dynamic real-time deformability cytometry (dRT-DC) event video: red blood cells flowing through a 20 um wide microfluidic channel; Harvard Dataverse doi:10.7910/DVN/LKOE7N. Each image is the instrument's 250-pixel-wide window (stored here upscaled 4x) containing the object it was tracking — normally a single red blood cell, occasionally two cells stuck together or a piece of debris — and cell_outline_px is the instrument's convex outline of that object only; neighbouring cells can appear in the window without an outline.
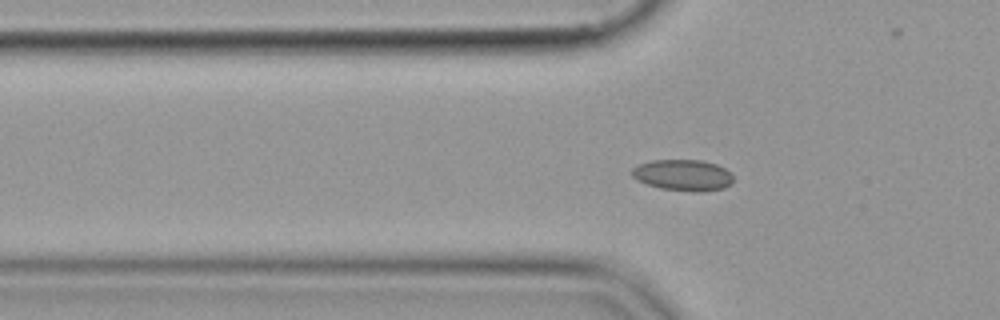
{"species": "common noctule bat (a hibernating species)", "species_latin": "Nyctalus noctula", "temperature_condition": "cold", "stored_images_in_passage": 46, "camera_frame_rate_fps": 3000, "um_per_image_px": 0.085, "animal": {"sex": "female", "body_mass_g": 19.9}, "frame": {"image": 1, "passage_image": 8, "time_ms": 2.333, "image_size_px": [1000, 320], "cell_outline_px": [[732, 184], [724, 188], [704, 192], [692, 192], [660, 188], [636, 180], [632, 176], [632, 168], [640, 164], [652, 160], [700, 160], [716, 164], [724, 168], [732, 176]], "centroid_in_image_um": [58.06, 14.9], "position_along_channel_um": 67.7, "area_um2": 18.44}}
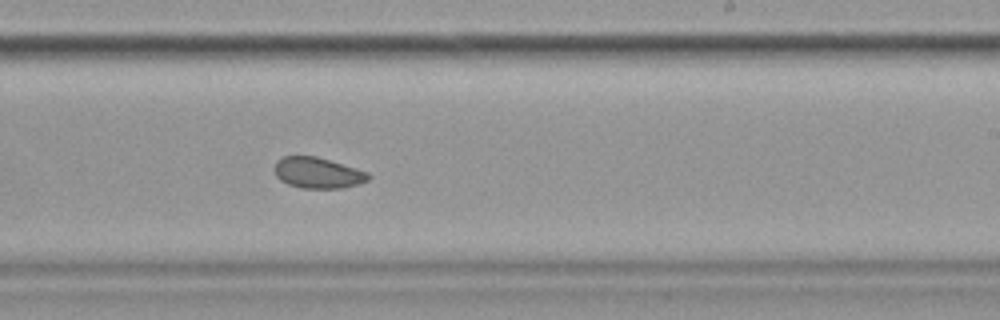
{"frame": {"image": 2, "passage_image": 24, "time_ms": 7.667, "image_size_px": [1000, 320], "cell_outline_px": [[372, 176], [368, 180], [360, 184], [340, 188], [300, 188], [288, 184], [280, 180], [276, 176], [272, 168], [276, 160], [284, 156], [316, 156], [368, 172]], "centroid_in_image_um": [26.98, 14.69], "position_along_channel_um": 262.0, "area_um2": 17.05}}
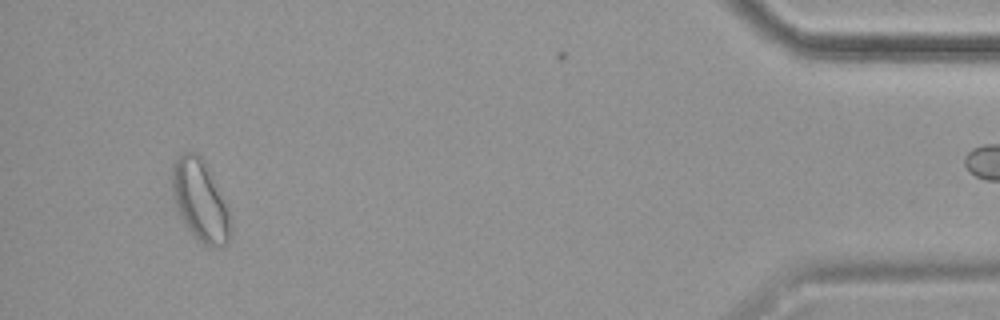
{"frame": {"image": 3, "passage_image": 42, "time_ms": 13.667, "image_size_px": [1000, 320], "cell_outline_px": [[232, 236], [228, 244], [224, 248], [208, 248], [188, 228], [180, 216], [176, 208], [172, 192], [172, 164], [176, 156], [184, 152], [196, 152], [204, 160], [228, 212], [232, 228]], "centroid_in_image_um": [17.01, 17.09], "position_along_channel_um": 418.2, "area_um2": 27.51}}